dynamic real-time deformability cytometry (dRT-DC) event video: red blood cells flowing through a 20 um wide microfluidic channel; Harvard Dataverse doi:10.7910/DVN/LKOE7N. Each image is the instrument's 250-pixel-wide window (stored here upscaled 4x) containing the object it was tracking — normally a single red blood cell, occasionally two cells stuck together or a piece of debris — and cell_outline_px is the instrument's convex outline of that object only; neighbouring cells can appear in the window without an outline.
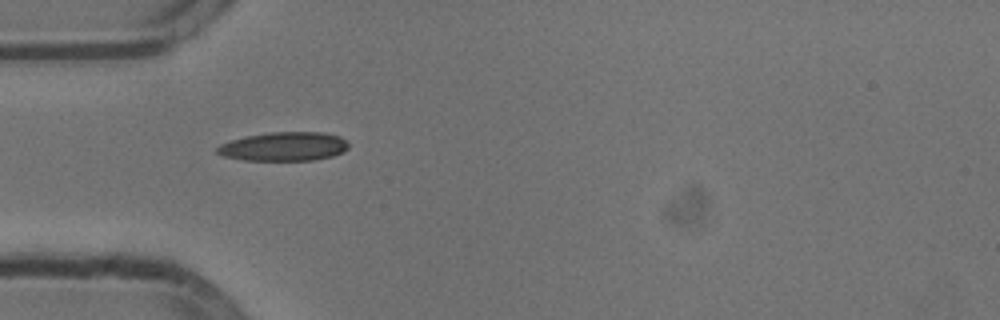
{"species": "common noctule bat (a hibernating species)", "species_latin": "Nyctalus noctula", "temperature_condition": "cold", "stored_images_in_passage": 38, "camera_frame_rate_fps": 3000, "um_per_image_px": 0.085, "animal": {"sex": "male", "body_mass_g": 13.3}, "frame": {"image": 1, "passage_image": 1, "time_ms": 0.0, "image_size_px": [1000, 320], "cell_outline_px": [[348, 148], [344, 152], [332, 156], [312, 160], [244, 160], [224, 156], [216, 152], [216, 148], [220, 144], [244, 136], [268, 132], [324, 132], [340, 136], [348, 144]], "centroid_in_image_um": [24.14, 12.44], "position_along_channel_um": 60.9, "area_um2": 22.14}}
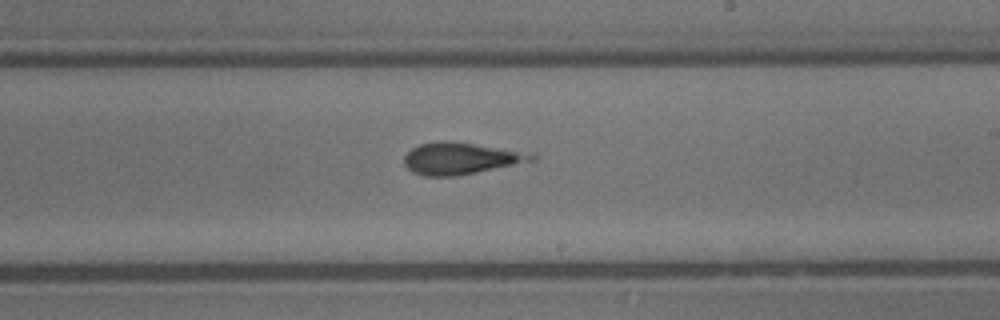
{"frame": {"image": 2, "passage_image": 16, "time_ms": 5.0, "image_size_px": [1000, 320], "cell_outline_px": [[540, 156], [536, 160], [456, 176], [424, 176], [412, 172], [404, 164], [404, 156], [412, 148], [420, 144], [440, 140], [444, 140], [536, 152]], "centroid_in_image_um": [39.23, 13.45], "position_along_channel_um": 249.8, "area_um2": 23.87}}
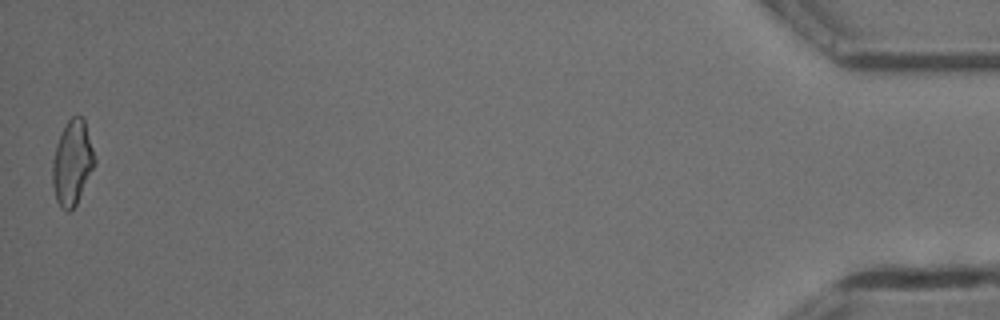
{"frame": {"image": 3, "passage_image": 38, "time_ms": 12.333, "image_size_px": [1000, 320], "cell_outline_px": [[96, 164], [76, 204], [68, 212], [60, 208], [56, 200], [52, 184], [52, 160], [56, 144], [68, 120], [72, 116], [84, 116], [96, 160]], "centroid_in_image_um": [6.15, 13.84], "position_along_channel_um": 429.1, "area_um2": 20.92}, "authors_computed_cell_mechanics": {"area_um2": 22.3397, "velocity_mm_per_s": 3.8164, "shape_relaxation_time_tau1_ms": null, "shape_relaxation_time_tau2_ms": 1.6583, "deformation_change_tau1": null, "deformation_change_tau2": 0.0956}}